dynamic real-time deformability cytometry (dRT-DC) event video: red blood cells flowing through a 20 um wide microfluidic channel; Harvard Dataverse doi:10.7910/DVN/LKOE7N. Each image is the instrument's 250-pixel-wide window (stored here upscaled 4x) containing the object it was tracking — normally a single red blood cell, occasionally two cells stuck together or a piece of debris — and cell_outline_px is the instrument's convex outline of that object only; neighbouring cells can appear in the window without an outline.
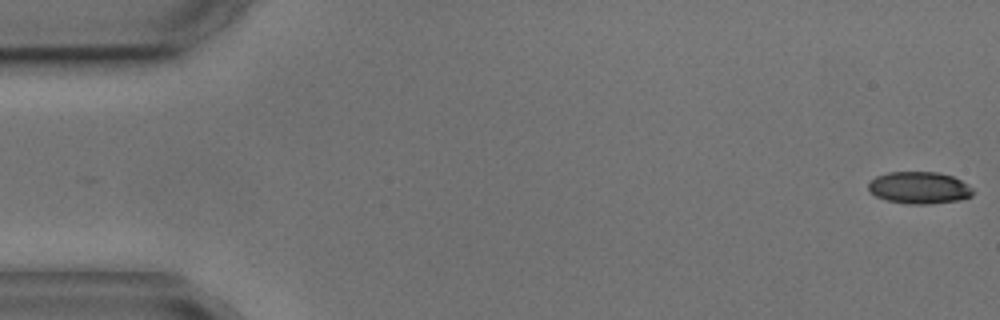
{"species": "common noctule bat (a hibernating species)", "species_latin": "Nyctalus noctula", "temperature_condition": "cold", "stored_images_in_passage": 6, "camera_frame_rate_fps": 3000, "um_per_image_px": 0.085, "animal": {"sex": "male", "body_mass_g": 17.9, "forearm_length_mm": 54.2}, "frame": {"image": 1, "passage_image": 1, "time_ms": 0.0, "image_size_px": [1000, 320], "cell_outline_px": [[976, 192], [972, 196], [960, 200], [928, 204], [908, 204], [888, 200], [876, 196], [868, 188], [868, 184], [876, 176], [888, 172], [940, 172], [952, 176], [968, 184]], "centroid_in_image_um": [78.18, 15.95], "position_along_channel_um": 6.8, "area_um2": 19.54}}
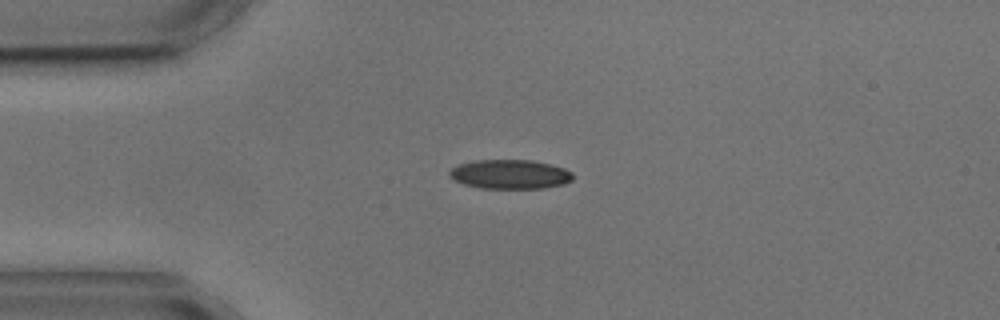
{"frame": {"image": 2, "passage_image": 3, "time_ms": 4.0, "image_size_px": [1000, 320], "cell_outline_px": [[572, 180], [564, 184], [544, 188], [480, 188], [464, 184], [448, 176], [448, 172], [452, 168], [460, 164], [476, 160], [532, 160], [552, 164], [564, 168], [572, 172]], "centroid_in_image_um": [43.37, 14.81], "position_along_channel_um": 41.6, "area_um2": 21.04}}